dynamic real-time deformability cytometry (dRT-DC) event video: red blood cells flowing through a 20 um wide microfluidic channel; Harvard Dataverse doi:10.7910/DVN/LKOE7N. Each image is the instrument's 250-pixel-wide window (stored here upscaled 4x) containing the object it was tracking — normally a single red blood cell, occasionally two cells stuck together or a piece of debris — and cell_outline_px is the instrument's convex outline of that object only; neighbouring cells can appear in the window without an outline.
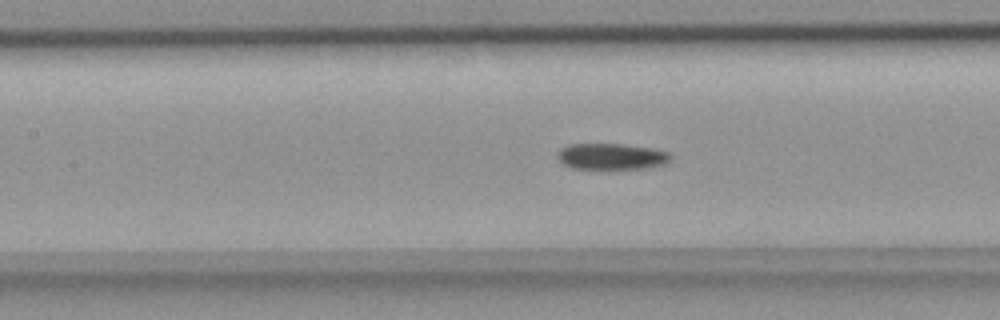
{"species": "common noctule bat (a hibernating species)", "species_latin": "Nyctalus noctula", "temperature_condition": "room temperature", "stored_images_in_passage": 51, "segment_of_instrument_passage": [1, 2], "camera_frame_rate_fps": 3000, "um_per_image_px": 0.085, "animal": {"sex": "female", "body_mass_g": 18.4}, "frame": {"image": 1, "passage_image": 22, "time_ms": 7.0, "image_size_px": [1000, 320], "cell_outline_px": [[672, 160], [664, 164], [644, 168], [572, 168], [564, 164], [556, 156], [556, 152], [560, 148], [568, 144], [620, 144], [652, 148], [668, 152], [672, 156]], "centroid_in_image_um": [51.96, 13.28], "position_along_channel_um": 155.4, "area_um2": 17.17}}
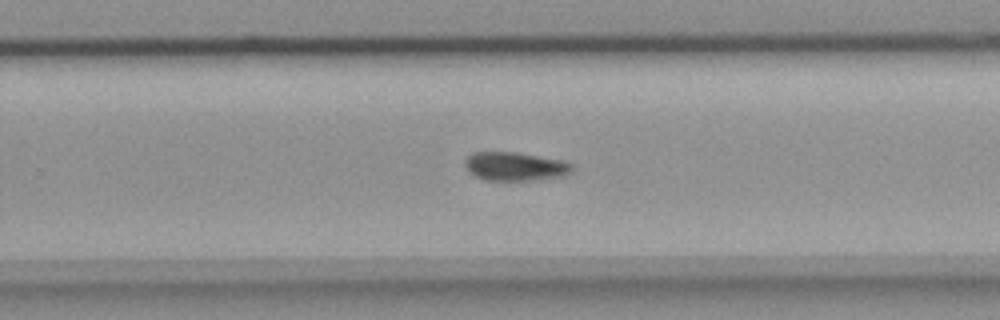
{"frame": {"image": 2, "passage_image": 32, "time_ms": 10.333, "image_size_px": [1000, 320], "cell_outline_px": [[572, 172], [564, 176], [528, 180], [484, 180], [476, 176], [464, 164], [464, 160], [472, 152], [516, 152], [564, 160], [572, 164]], "centroid_in_image_um": [43.81, 14.13], "position_along_channel_um": 286.0, "area_um2": 17.8}}
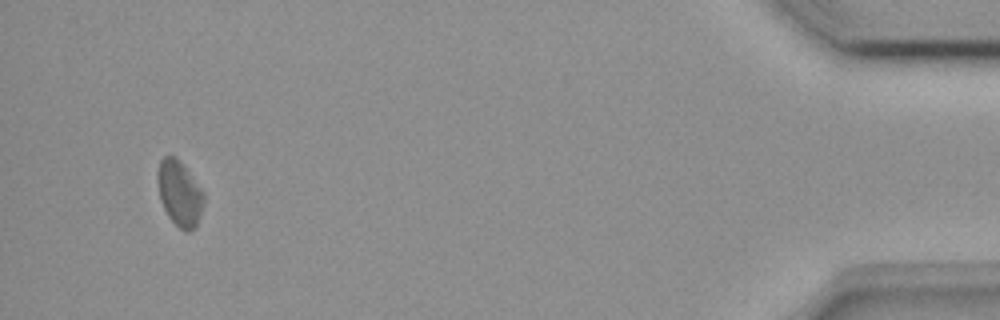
{"frame": {"image": 3, "passage_image": 48, "time_ms": 15.667, "image_size_px": [1000, 320], "cell_outline_px": [[204, 204], [196, 228], [188, 232], [184, 232], [168, 216], [160, 200], [156, 180], [156, 172], [160, 160], [164, 156], [176, 156], [184, 164], [204, 192]], "centroid_in_image_um": [15.26, 16.42], "position_along_channel_um": 419.9, "area_um2": 18.03}}